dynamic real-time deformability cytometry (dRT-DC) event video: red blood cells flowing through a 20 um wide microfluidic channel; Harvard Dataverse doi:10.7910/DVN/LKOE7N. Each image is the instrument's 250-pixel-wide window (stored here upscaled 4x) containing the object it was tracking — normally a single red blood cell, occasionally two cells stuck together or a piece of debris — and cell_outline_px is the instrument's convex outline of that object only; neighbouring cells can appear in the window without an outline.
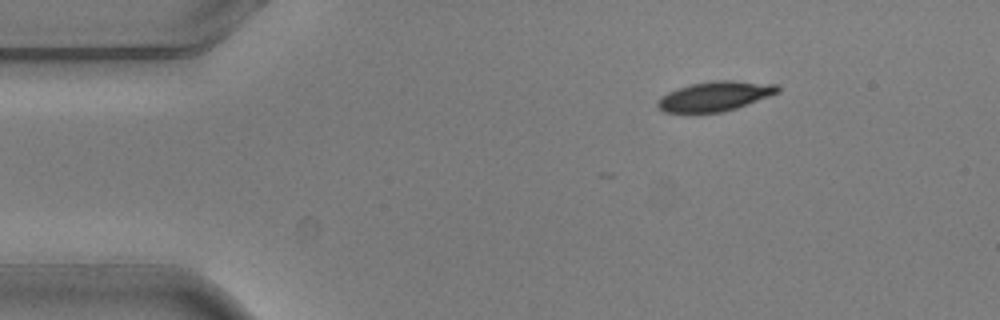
{"species": "common noctule bat (a hibernating species)", "species_latin": "Nyctalus noctula", "temperature_condition": "warm", "stored_images_in_passage": 2, "camera_frame_rate_fps": 3000, "um_per_image_px": 0.085, "animal": {"sex": "male", "body_mass_g": 20.5, "forearm_length_mm": 52.5}, "frame": {"image": 1, "passage_image": 1, "time_ms": 0.0, "image_size_px": [1000, 320], "cell_outline_px": [[780, 92], [736, 108], [720, 112], [664, 112], [656, 104], [656, 100], [660, 96], [676, 88], [692, 84], [712, 80], [732, 80], [780, 84]], "centroid_in_image_um": [60.78, 8.16], "position_along_channel_um": 24.2, "area_um2": 20.81}}